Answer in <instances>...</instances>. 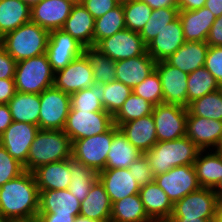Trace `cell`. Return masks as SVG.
I'll use <instances>...</instances> for the list:
<instances>
[{
    "instance_id": "obj_1",
    "label": "cell",
    "mask_w": 222,
    "mask_h": 222,
    "mask_svg": "<svg viewBox=\"0 0 222 222\" xmlns=\"http://www.w3.org/2000/svg\"><path fill=\"white\" fill-rule=\"evenodd\" d=\"M39 191L33 172L24 171L0 187V216L8 222L36 220Z\"/></svg>"
},
{
    "instance_id": "obj_2",
    "label": "cell",
    "mask_w": 222,
    "mask_h": 222,
    "mask_svg": "<svg viewBox=\"0 0 222 222\" xmlns=\"http://www.w3.org/2000/svg\"><path fill=\"white\" fill-rule=\"evenodd\" d=\"M200 151L188 137L183 136L175 140L157 141L144 155L154 176H157L177 166L193 165Z\"/></svg>"
},
{
    "instance_id": "obj_3",
    "label": "cell",
    "mask_w": 222,
    "mask_h": 222,
    "mask_svg": "<svg viewBox=\"0 0 222 222\" xmlns=\"http://www.w3.org/2000/svg\"><path fill=\"white\" fill-rule=\"evenodd\" d=\"M72 157V141L63 130L39 129L27 157V171Z\"/></svg>"
},
{
    "instance_id": "obj_4",
    "label": "cell",
    "mask_w": 222,
    "mask_h": 222,
    "mask_svg": "<svg viewBox=\"0 0 222 222\" xmlns=\"http://www.w3.org/2000/svg\"><path fill=\"white\" fill-rule=\"evenodd\" d=\"M50 32L29 21L8 32L0 42L5 51L16 61L46 53Z\"/></svg>"
},
{
    "instance_id": "obj_5",
    "label": "cell",
    "mask_w": 222,
    "mask_h": 222,
    "mask_svg": "<svg viewBox=\"0 0 222 222\" xmlns=\"http://www.w3.org/2000/svg\"><path fill=\"white\" fill-rule=\"evenodd\" d=\"M16 91L28 94H41L53 86L54 72L46 53L17 62L14 75Z\"/></svg>"
},
{
    "instance_id": "obj_6",
    "label": "cell",
    "mask_w": 222,
    "mask_h": 222,
    "mask_svg": "<svg viewBox=\"0 0 222 222\" xmlns=\"http://www.w3.org/2000/svg\"><path fill=\"white\" fill-rule=\"evenodd\" d=\"M219 203L214 189L200 188L175 202L170 218L217 219Z\"/></svg>"
},
{
    "instance_id": "obj_7",
    "label": "cell",
    "mask_w": 222,
    "mask_h": 222,
    "mask_svg": "<svg viewBox=\"0 0 222 222\" xmlns=\"http://www.w3.org/2000/svg\"><path fill=\"white\" fill-rule=\"evenodd\" d=\"M39 129L63 130L71 108L70 94L54 86L40 94Z\"/></svg>"
},
{
    "instance_id": "obj_8",
    "label": "cell",
    "mask_w": 222,
    "mask_h": 222,
    "mask_svg": "<svg viewBox=\"0 0 222 222\" xmlns=\"http://www.w3.org/2000/svg\"><path fill=\"white\" fill-rule=\"evenodd\" d=\"M113 125V116L108 112L69 111L63 131L73 142L103 134Z\"/></svg>"
},
{
    "instance_id": "obj_9",
    "label": "cell",
    "mask_w": 222,
    "mask_h": 222,
    "mask_svg": "<svg viewBox=\"0 0 222 222\" xmlns=\"http://www.w3.org/2000/svg\"><path fill=\"white\" fill-rule=\"evenodd\" d=\"M113 140V126L103 134L72 142V157L97 173L105 169L107 154Z\"/></svg>"
},
{
    "instance_id": "obj_10",
    "label": "cell",
    "mask_w": 222,
    "mask_h": 222,
    "mask_svg": "<svg viewBox=\"0 0 222 222\" xmlns=\"http://www.w3.org/2000/svg\"><path fill=\"white\" fill-rule=\"evenodd\" d=\"M152 115L158 141L186 136L187 107L162 103L154 106Z\"/></svg>"
},
{
    "instance_id": "obj_11",
    "label": "cell",
    "mask_w": 222,
    "mask_h": 222,
    "mask_svg": "<svg viewBox=\"0 0 222 222\" xmlns=\"http://www.w3.org/2000/svg\"><path fill=\"white\" fill-rule=\"evenodd\" d=\"M154 181L174 204L201 188L193 165L177 166L155 176Z\"/></svg>"
},
{
    "instance_id": "obj_12",
    "label": "cell",
    "mask_w": 222,
    "mask_h": 222,
    "mask_svg": "<svg viewBox=\"0 0 222 222\" xmlns=\"http://www.w3.org/2000/svg\"><path fill=\"white\" fill-rule=\"evenodd\" d=\"M95 47L113 61L125 60L147 53V45L140 34L126 28L104 38Z\"/></svg>"
},
{
    "instance_id": "obj_13",
    "label": "cell",
    "mask_w": 222,
    "mask_h": 222,
    "mask_svg": "<svg viewBox=\"0 0 222 222\" xmlns=\"http://www.w3.org/2000/svg\"><path fill=\"white\" fill-rule=\"evenodd\" d=\"M39 127L35 124L13 121L0 135V144L27 171V157Z\"/></svg>"
},
{
    "instance_id": "obj_14",
    "label": "cell",
    "mask_w": 222,
    "mask_h": 222,
    "mask_svg": "<svg viewBox=\"0 0 222 222\" xmlns=\"http://www.w3.org/2000/svg\"><path fill=\"white\" fill-rule=\"evenodd\" d=\"M84 46L62 29L50 31L46 55L53 72L64 69L84 54Z\"/></svg>"
},
{
    "instance_id": "obj_15",
    "label": "cell",
    "mask_w": 222,
    "mask_h": 222,
    "mask_svg": "<svg viewBox=\"0 0 222 222\" xmlns=\"http://www.w3.org/2000/svg\"><path fill=\"white\" fill-rule=\"evenodd\" d=\"M93 76L91 65L83 54L64 69L54 73L53 86L71 95L82 89L90 88L94 84Z\"/></svg>"
},
{
    "instance_id": "obj_16",
    "label": "cell",
    "mask_w": 222,
    "mask_h": 222,
    "mask_svg": "<svg viewBox=\"0 0 222 222\" xmlns=\"http://www.w3.org/2000/svg\"><path fill=\"white\" fill-rule=\"evenodd\" d=\"M155 69L162 84L163 103L187 107L188 74L166 61L156 62Z\"/></svg>"
},
{
    "instance_id": "obj_17",
    "label": "cell",
    "mask_w": 222,
    "mask_h": 222,
    "mask_svg": "<svg viewBox=\"0 0 222 222\" xmlns=\"http://www.w3.org/2000/svg\"><path fill=\"white\" fill-rule=\"evenodd\" d=\"M186 137L201 150H217L222 141V121L188 115Z\"/></svg>"
},
{
    "instance_id": "obj_18",
    "label": "cell",
    "mask_w": 222,
    "mask_h": 222,
    "mask_svg": "<svg viewBox=\"0 0 222 222\" xmlns=\"http://www.w3.org/2000/svg\"><path fill=\"white\" fill-rule=\"evenodd\" d=\"M73 6L68 0H42L31 7V21L49 32L61 29Z\"/></svg>"
},
{
    "instance_id": "obj_19",
    "label": "cell",
    "mask_w": 222,
    "mask_h": 222,
    "mask_svg": "<svg viewBox=\"0 0 222 222\" xmlns=\"http://www.w3.org/2000/svg\"><path fill=\"white\" fill-rule=\"evenodd\" d=\"M184 33L179 16L166 25L147 45V53L156 61H166L184 43Z\"/></svg>"
},
{
    "instance_id": "obj_20",
    "label": "cell",
    "mask_w": 222,
    "mask_h": 222,
    "mask_svg": "<svg viewBox=\"0 0 222 222\" xmlns=\"http://www.w3.org/2000/svg\"><path fill=\"white\" fill-rule=\"evenodd\" d=\"M98 179L104 185L111 204L138 194L141 188L128 168L103 169L98 173Z\"/></svg>"
},
{
    "instance_id": "obj_21",
    "label": "cell",
    "mask_w": 222,
    "mask_h": 222,
    "mask_svg": "<svg viewBox=\"0 0 222 222\" xmlns=\"http://www.w3.org/2000/svg\"><path fill=\"white\" fill-rule=\"evenodd\" d=\"M116 80L134 88L145 80L154 70L156 61L148 54L115 61Z\"/></svg>"
},
{
    "instance_id": "obj_22",
    "label": "cell",
    "mask_w": 222,
    "mask_h": 222,
    "mask_svg": "<svg viewBox=\"0 0 222 222\" xmlns=\"http://www.w3.org/2000/svg\"><path fill=\"white\" fill-rule=\"evenodd\" d=\"M81 202L69 189L39 191L38 213H52L63 216H78Z\"/></svg>"
},
{
    "instance_id": "obj_23",
    "label": "cell",
    "mask_w": 222,
    "mask_h": 222,
    "mask_svg": "<svg viewBox=\"0 0 222 222\" xmlns=\"http://www.w3.org/2000/svg\"><path fill=\"white\" fill-rule=\"evenodd\" d=\"M118 129L142 154L149 151L158 141L152 114L123 123Z\"/></svg>"
},
{
    "instance_id": "obj_24",
    "label": "cell",
    "mask_w": 222,
    "mask_h": 222,
    "mask_svg": "<svg viewBox=\"0 0 222 222\" xmlns=\"http://www.w3.org/2000/svg\"><path fill=\"white\" fill-rule=\"evenodd\" d=\"M185 41L206 42L216 17L206 7L191 11H179Z\"/></svg>"
},
{
    "instance_id": "obj_25",
    "label": "cell",
    "mask_w": 222,
    "mask_h": 222,
    "mask_svg": "<svg viewBox=\"0 0 222 222\" xmlns=\"http://www.w3.org/2000/svg\"><path fill=\"white\" fill-rule=\"evenodd\" d=\"M38 191L68 189L71 182L70 158L42 165L33 171Z\"/></svg>"
},
{
    "instance_id": "obj_26",
    "label": "cell",
    "mask_w": 222,
    "mask_h": 222,
    "mask_svg": "<svg viewBox=\"0 0 222 222\" xmlns=\"http://www.w3.org/2000/svg\"><path fill=\"white\" fill-rule=\"evenodd\" d=\"M94 25V17L82 4H77L73 6L61 29L84 47H90L93 46Z\"/></svg>"
},
{
    "instance_id": "obj_27",
    "label": "cell",
    "mask_w": 222,
    "mask_h": 222,
    "mask_svg": "<svg viewBox=\"0 0 222 222\" xmlns=\"http://www.w3.org/2000/svg\"><path fill=\"white\" fill-rule=\"evenodd\" d=\"M201 150L193 166L201 188L215 189L222 179V153Z\"/></svg>"
},
{
    "instance_id": "obj_28",
    "label": "cell",
    "mask_w": 222,
    "mask_h": 222,
    "mask_svg": "<svg viewBox=\"0 0 222 222\" xmlns=\"http://www.w3.org/2000/svg\"><path fill=\"white\" fill-rule=\"evenodd\" d=\"M208 48L207 42L186 41L166 62L189 74L205 65Z\"/></svg>"
},
{
    "instance_id": "obj_29",
    "label": "cell",
    "mask_w": 222,
    "mask_h": 222,
    "mask_svg": "<svg viewBox=\"0 0 222 222\" xmlns=\"http://www.w3.org/2000/svg\"><path fill=\"white\" fill-rule=\"evenodd\" d=\"M111 202L104 185L97 179L81 202L79 215L99 221H110Z\"/></svg>"
},
{
    "instance_id": "obj_30",
    "label": "cell",
    "mask_w": 222,
    "mask_h": 222,
    "mask_svg": "<svg viewBox=\"0 0 222 222\" xmlns=\"http://www.w3.org/2000/svg\"><path fill=\"white\" fill-rule=\"evenodd\" d=\"M141 155L142 152L127 140L116 125H113V140L107 154L105 169L129 168Z\"/></svg>"
},
{
    "instance_id": "obj_31",
    "label": "cell",
    "mask_w": 222,
    "mask_h": 222,
    "mask_svg": "<svg viewBox=\"0 0 222 222\" xmlns=\"http://www.w3.org/2000/svg\"><path fill=\"white\" fill-rule=\"evenodd\" d=\"M145 211L151 219H169L173 203L155 181L141 186L139 190Z\"/></svg>"
},
{
    "instance_id": "obj_32",
    "label": "cell",
    "mask_w": 222,
    "mask_h": 222,
    "mask_svg": "<svg viewBox=\"0 0 222 222\" xmlns=\"http://www.w3.org/2000/svg\"><path fill=\"white\" fill-rule=\"evenodd\" d=\"M31 21V8L22 0H0V38Z\"/></svg>"
},
{
    "instance_id": "obj_33",
    "label": "cell",
    "mask_w": 222,
    "mask_h": 222,
    "mask_svg": "<svg viewBox=\"0 0 222 222\" xmlns=\"http://www.w3.org/2000/svg\"><path fill=\"white\" fill-rule=\"evenodd\" d=\"M7 105L13 121L35 124L39 127L40 94L16 92Z\"/></svg>"
},
{
    "instance_id": "obj_34",
    "label": "cell",
    "mask_w": 222,
    "mask_h": 222,
    "mask_svg": "<svg viewBox=\"0 0 222 222\" xmlns=\"http://www.w3.org/2000/svg\"><path fill=\"white\" fill-rule=\"evenodd\" d=\"M150 219L139 193L112 203L110 222H147Z\"/></svg>"
},
{
    "instance_id": "obj_35",
    "label": "cell",
    "mask_w": 222,
    "mask_h": 222,
    "mask_svg": "<svg viewBox=\"0 0 222 222\" xmlns=\"http://www.w3.org/2000/svg\"><path fill=\"white\" fill-rule=\"evenodd\" d=\"M70 175L71 182L68 189L82 202L87 197L91 186L98 179V173L82 162L70 157Z\"/></svg>"
},
{
    "instance_id": "obj_36",
    "label": "cell",
    "mask_w": 222,
    "mask_h": 222,
    "mask_svg": "<svg viewBox=\"0 0 222 222\" xmlns=\"http://www.w3.org/2000/svg\"><path fill=\"white\" fill-rule=\"evenodd\" d=\"M87 57L93 70L95 84H106L116 80V63L95 46L85 47Z\"/></svg>"
},
{
    "instance_id": "obj_37",
    "label": "cell",
    "mask_w": 222,
    "mask_h": 222,
    "mask_svg": "<svg viewBox=\"0 0 222 222\" xmlns=\"http://www.w3.org/2000/svg\"><path fill=\"white\" fill-rule=\"evenodd\" d=\"M125 28L124 10L122 4H118L105 15L95 19L93 46H96L104 38L110 37Z\"/></svg>"
},
{
    "instance_id": "obj_38",
    "label": "cell",
    "mask_w": 222,
    "mask_h": 222,
    "mask_svg": "<svg viewBox=\"0 0 222 222\" xmlns=\"http://www.w3.org/2000/svg\"><path fill=\"white\" fill-rule=\"evenodd\" d=\"M187 107L194 100L220 89L213 75L203 66L188 74Z\"/></svg>"
},
{
    "instance_id": "obj_39",
    "label": "cell",
    "mask_w": 222,
    "mask_h": 222,
    "mask_svg": "<svg viewBox=\"0 0 222 222\" xmlns=\"http://www.w3.org/2000/svg\"><path fill=\"white\" fill-rule=\"evenodd\" d=\"M104 84H93L70 95V111L106 112L103 107Z\"/></svg>"
},
{
    "instance_id": "obj_40",
    "label": "cell",
    "mask_w": 222,
    "mask_h": 222,
    "mask_svg": "<svg viewBox=\"0 0 222 222\" xmlns=\"http://www.w3.org/2000/svg\"><path fill=\"white\" fill-rule=\"evenodd\" d=\"M153 108V104L132 92L120 110L113 116V123L118 127L128 121L151 115Z\"/></svg>"
},
{
    "instance_id": "obj_41",
    "label": "cell",
    "mask_w": 222,
    "mask_h": 222,
    "mask_svg": "<svg viewBox=\"0 0 222 222\" xmlns=\"http://www.w3.org/2000/svg\"><path fill=\"white\" fill-rule=\"evenodd\" d=\"M187 108L188 115L222 121V92L218 89L206 94L191 102Z\"/></svg>"
},
{
    "instance_id": "obj_42",
    "label": "cell",
    "mask_w": 222,
    "mask_h": 222,
    "mask_svg": "<svg viewBox=\"0 0 222 222\" xmlns=\"http://www.w3.org/2000/svg\"><path fill=\"white\" fill-rule=\"evenodd\" d=\"M179 10L175 7L153 9L149 21L139 33L144 43L148 45L169 23L178 17Z\"/></svg>"
},
{
    "instance_id": "obj_43",
    "label": "cell",
    "mask_w": 222,
    "mask_h": 222,
    "mask_svg": "<svg viewBox=\"0 0 222 222\" xmlns=\"http://www.w3.org/2000/svg\"><path fill=\"white\" fill-rule=\"evenodd\" d=\"M122 7L126 29L140 33L149 21L153 9L141 0H128Z\"/></svg>"
},
{
    "instance_id": "obj_44",
    "label": "cell",
    "mask_w": 222,
    "mask_h": 222,
    "mask_svg": "<svg viewBox=\"0 0 222 222\" xmlns=\"http://www.w3.org/2000/svg\"><path fill=\"white\" fill-rule=\"evenodd\" d=\"M132 94V88L118 80L104 84L103 107L114 116L126 99Z\"/></svg>"
},
{
    "instance_id": "obj_45",
    "label": "cell",
    "mask_w": 222,
    "mask_h": 222,
    "mask_svg": "<svg viewBox=\"0 0 222 222\" xmlns=\"http://www.w3.org/2000/svg\"><path fill=\"white\" fill-rule=\"evenodd\" d=\"M132 92L147 100L151 104L158 105L163 103V89L160 77L156 69L142 81L139 85L132 89Z\"/></svg>"
},
{
    "instance_id": "obj_46",
    "label": "cell",
    "mask_w": 222,
    "mask_h": 222,
    "mask_svg": "<svg viewBox=\"0 0 222 222\" xmlns=\"http://www.w3.org/2000/svg\"><path fill=\"white\" fill-rule=\"evenodd\" d=\"M25 171L24 166L15 160L0 144V187Z\"/></svg>"
},
{
    "instance_id": "obj_47",
    "label": "cell",
    "mask_w": 222,
    "mask_h": 222,
    "mask_svg": "<svg viewBox=\"0 0 222 222\" xmlns=\"http://www.w3.org/2000/svg\"><path fill=\"white\" fill-rule=\"evenodd\" d=\"M128 169L140 187L154 181L155 176L144 154L134 161Z\"/></svg>"
},
{
    "instance_id": "obj_48",
    "label": "cell",
    "mask_w": 222,
    "mask_h": 222,
    "mask_svg": "<svg viewBox=\"0 0 222 222\" xmlns=\"http://www.w3.org/2000/svg\"><path fill=\"white\" fill-rule=\"evenodd\" d=\"M204 67L222 84V46H209Z\"/></svg>"
},
{
    "instance_id": "obj_49",
    "label": "cell",
    "mask_w": 222,
    "mask_h": 222,
    "mask_svg": "<svg viewBox=\"0 0 222 222\" xmlns=\"http://www.w3.org/2000/svg\"><path fill=\"white\" fill-rule=\"evenodd\" d=\"M82 5L96 19L115 8L118 3L114 0H84Z\"/></svg>"
},
{
    "instance_id": "obj_50",
    "label": "cell",
    "mask_w": 222,
    "mask_h": 222,
    "mask_svg": "<svg viewBox=\"0 0 222 222\" xmlns=\"http://www.w3.org/2000/svg\"><path fill=\"white\" fill-rule=\"evenodd\" d=\"M17 62L5 51L0 42V79H14Z\"/></svg>"
},
{
    "instance_id": "obj_51",
    "label": "cell",
    "mask_w": 222,
    "mask_h": 222,
    "mask_svg": "<svg viewBox=\"0 0 222 222\" xmlns=\"http://www.w3.org/2000/svg\"><path fill=\"white\" fill-rule=\"evenodd\" d=\"M206 42L209 46H222V15L216 17L210 28Z\"/></svg>"
},
{
    "instance_id": "obj_52",
    "label": "cell",
    "mask_w": 222,
    "mask_h": 222,
    "mask_svg": "<svg viewBox=\"0 0 222 222\" xmlns=\"http://www.w3.org/2000/svg\"><path fill=\"white\" fill-rule=\"evenodd\" d=\"M16 92L14 79H0V104H7Z\"/></svg>"
},
{
    "instance_id": "obj_53",
    "label": "cell",
    "mask_w": 222,
    "mask_h": 222,
    "mask_svg": "<svg viewBox=\"0 0 222 222\" xmlns=\"http://www.w3.org/2000/svg\"><path fill=\"white\" fill-rule=\"evenodd\" d=\"M75 216L55 215L52 213H38L37 222H75Z\"/></svg>"
},
{
    "instance_id": "obj_54",
    "label": "cell",
    "mask_w": 222,
    "mask_h": 222,
    "mask_svg": "<svg viewBox=\"0 0 222 222\" xmlns=\"http://www.w3.org/2000/svg\"><path fill=\"white\" fill-rule=\"evenodd\" d=\"M13 122L10 109L7 104H0V135Z\"/></svg>"
},
{
    "instance_id": "obj_55",
    "label": "cell",
    "mask_w": 222,
    "mask_h": 222,
    "mask_svg": "<svg viewBox=\"0 0 222 222\" xmlns=\"http://www.w3.org/2000/svg\"><path fill=\"white\" fill-rule=\"evenodd\" d=\"M206 0H178L179 11L197 10L205 6Z\"/></svg>"
},
{
    "instance_id": "obj_56",
    "label": "cell",
    "mask_w": 222,
    "mask_h": 222,
    "mask_svg": "<svg viewBox=\"0 0 222 222\" xmlns=\"http://www.w3.org/2000/svg\"><path fill=\"white\" fill-rule=\"evenodd\" d=\"M152 9L175 7L178 8V0H141Z\"/></svg>"
},
{
    "instance_id": "obj_57",
    "label": "cell",
    "mask_w": 222,
    "mask_h": 222,
    "mask_svg": "<svg viewBox=\"0 0 222 222\" xmlns=\"http://www.w3.org/2000/svg\"><path fill=\"white\" fill-rule=\"evenodd\" d=\"M215 17L222 15V0H206L205 6Z\"/></svg>"
},
{
    "instance_id": "obj_58",
    "label": "cell",
    "mask_w": 222,
    "mask_h": 222,
    "mask_svg": "<svg viewBox=\"0 0 222 222\" xmlns=\"http://www.w3.org/2000/svg\"><path fill=\"white\" fill-rule=\"evenodd\" d=\"M170 222H216L217 219L169 218Z\"/></svg>"
},
{
    "instance_id": "obj_59",
    "label": "cell",
    "mask_w": 222,
    "mask_h": 222,
    "mask_svg": "<svg viewBox=\"0 0 222 222\" xmlns=\"http://www.w3.org/2000/svg\"><path fill=\"white\" fill-rule=\"evenodd\" d=\"M75 222H110V221H99L78 215L76 216Z\"/></svg>"
},
{
    "instance_id": "obj_60",
    "label": "cell",
    "mask_w": 222,
    "mask_h": 222,
    "mask_svg": "<svg viewBox=\"0 0 222 222\" xmlns=\"http://www.w3.org/2000/svg\"><path fill=\"white\" fill-rule=\"evenodd\" d=\"M214 192L218 196L219 201L222 202V179L217 185V187L214 189Z\"/></svg>"
},
{
    "instance_id": "obj_61",
    "label": "cell",
    "mask_w": 222,
    "mask_h": 222,
    "mask_svg": "<svg viewBox=\"0 0 222 222\" xmlns=\"http://www.w3.org/2000/svg\"><path fill=\"white\" fill-rule=\"evenodd\" d=\"M22 1L31 8L32 6L40 3L42 0H22Z\"/></svg>"
},
{
    "instance_id": "obj_62",
    "label": "cell",
    "mask_w": 222,
    "mask_h": 222,
    "mask_svg": "<svg viewBox=\"0 0 222 222\" xmlns=\"http://www.w3.org/2000/svg\"><path fill=\"white\" fill-rule=\"evenodd\" d=\"M216 222H222V202L219 203Z\"/></svg>"
},
{
    "instance_id": "obj_63",
    "label": "cell",
    "mask_w": 222,
    "mask_h": 222,
    "mask_svg": "<svg viewBox=\"0 0 222 222\" xmlns=\"http://www.w3.org/2000/svg\"><path fill=\"white\" fill-rule=\"evenodd\" d=\"M147 222H170L169 219H150L149 221Z\"/></svg>"
},
{
    "instance_id": "obj_64",
    "label": "cell",
    "mask_w": 222,
    "mask_h": 222,
    "mask_svg": "<svg viewBox=\"0 0 222 222\" xmlns=\"http://www.w3.org/2000/svg\"><path fill=\"white\" fill-rule=\"evenodd\" d=\"M70 2H72L74 5H77V4H82L84 0H68Z\"/></svg>"
},
{
    "instance_id": "obj_65",
    "label": "cell",
    "mask_w": 222,
    "mask_h": 222,
    "mask_svg": "<svg viewBox=\"0 0 222 222\" xmlns=\"http://www.w3.org/2000/svg\"><path fill=\"white\" fill-rule=\"evenodd\" d=\"M114 1L117 2L118 4H124L128 0H114Z\"/></svg>"
},
{
    "instance_id": "obj_66",
    "label": "cell",
    "mask_w": 222,
    "mask_h": 222,
    "mask_svg": "<svg viewBox=\"0 0 222 222\" xmlns=\"http://www.w3.org/2000/svg\"><path fill=\"white\" fill-rule=\"evenodd\" d=\"M217 151L220 152V153H222V141H221L219 147L217 148Z\"/></svg>"
},
{
    "instance_id": "obj_67",
    "label": "cell",
    "mask_w": 222,
    "mask_h": 222,
    "mask_svg": "<svg viewBox=\"0 0 222 222\" xmlns=\"http://www.w3.org/2000/svg\"><path fill=\"white\" fill-rule=\"evenodd\" d=\"M0 222H8L7 220L3 219L1 216H0Z\"/></svg>"
},
{
    "instance_id": "obj_68",
    "label": "cell",
    "mask_w": 222,
    "mask_h": 222,
    "mask_svg": "<svg viewBox=\"0 0 222 222\" xmlns=\"http://www.w3.org/2000/svg\"><path fill=\"white\" fill-rule=\"evenodd\" d=\"M22 222H37V220H33V221H22Z\"/></svg>"
}]
</instances>
